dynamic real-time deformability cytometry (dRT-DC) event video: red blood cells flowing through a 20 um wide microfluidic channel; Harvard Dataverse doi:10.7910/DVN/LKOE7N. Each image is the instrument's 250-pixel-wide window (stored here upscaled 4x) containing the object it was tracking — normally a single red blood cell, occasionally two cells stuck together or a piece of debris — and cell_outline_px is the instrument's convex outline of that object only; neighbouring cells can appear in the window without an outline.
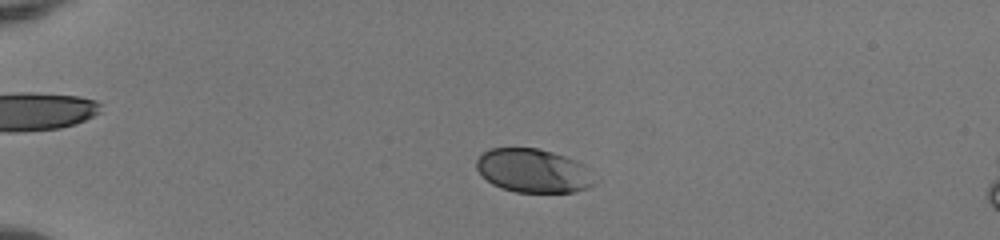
{"species": "human", "species_latin": "Homo sapiens", "temperature_condition": "room temperature", "stored_images_in_passage": 50, "camera_frame_rate_fps": 3000, "um_per_image_px": 0.085, "donor": {"sex": "female"}, "frame": {"image": 1, "passage_image": 11, "time_ms": 3.333, "image_size_px": [1000, 240], "cell_outline_px": [[600, 180], [596, 184], [588, 188], [576, 192], [516, 192], [500, 188], [492, 184], [476, 168], [476, 160], [480, 152], [488, 148], [536, 148], [552, 152], [576, 160], [592, 168]], "centroid_in_image_um": [45.42, 14.51], "position_along_channel_um": 39.6, "area_um2": 30.87}}
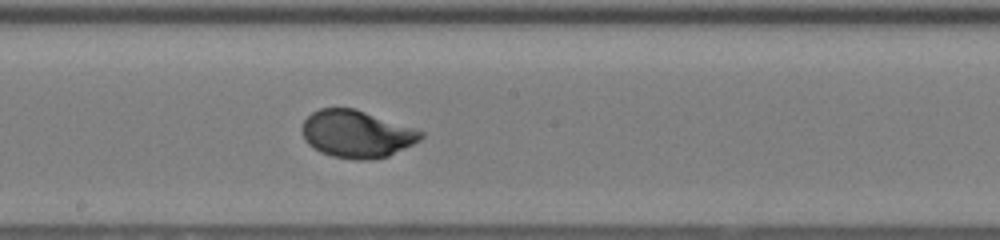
{"frame": {"image": 2, "passage_image": 29, "time_ms": 9.333, "image_size_px": [1000, 240], "cell_outline_px": [[424, 136], [420, 140], [388, 156], [368, 160], [356, 160], [332, 156], [320, 152], [312, 148], [304, 140], [300, 128], [304, 120], [312, 112], [320, 108], [352, 108], [424, 132]], "centroid_in_image_um": [30.25, 11.4], "position_along_channel_um": 218.0, "area_um2": 32.48}}
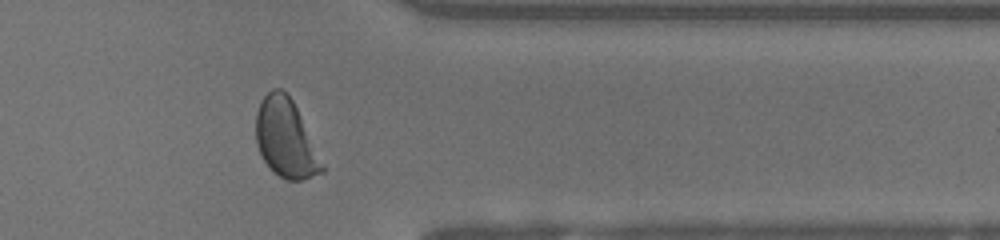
{"frame": {"image": 3, "passage_image": 42, "time_ms": 13.667, "image_size_px": [1000, 240], "cell_outline_px": [[324, 172], [300, 180], [284, 180], [272, 172], [264, 160], [256, 144], [256, 112], [264, 96], [272, 88], [280, 88], [292, 100], [324, 164]], "centroid_in_image_um": [24.27, 11.8], "position_along_channel_um": 387.1, "area_um2": 29.88}, "authors_computed_cell_mechanics": {"area_um2": 32.4547, "velocity_mm_per_s": 3.9883, "shape_relaxation_time_tau1_ms": 2.7178, "shape_relaxation_time_tau2_ms": null, "deformation_change_tau1": 0.1545, "deformation_change_tau2": null}}